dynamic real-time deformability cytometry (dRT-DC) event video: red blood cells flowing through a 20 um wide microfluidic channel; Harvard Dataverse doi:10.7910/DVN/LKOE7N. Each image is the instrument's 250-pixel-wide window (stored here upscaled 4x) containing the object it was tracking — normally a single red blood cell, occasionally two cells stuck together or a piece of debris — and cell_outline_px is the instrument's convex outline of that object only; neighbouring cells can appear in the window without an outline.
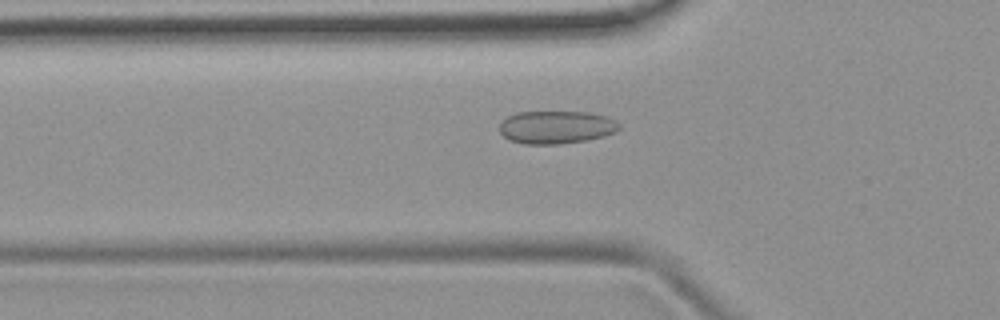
{"species": "common noctule bat (a hibernating species)", "species_latin": "Nyctalus noctula", "temperature_condition": "room temperature", "stored_images_in_passage": 50, "camera_frame_rate_fps": 3000, "um_per_image_px": 0.085, "animal": {"sex": "female", "body_mass_g": 19.9}, "frame": {"image": 1, "passage_image": 17, "time_ms": 5.333, "image_size_px": [1000, 320], "cell_outline_px": [[620, 128], [616, 132], [604, 136], [584, 140], [560, 144], [524, 144], [508, 140], [500, 132], [500, 120], [516, 112], [588, 112], [604, 116], [616, 120], [620, 124]], "centroid_in_image_um": [47.26, 10.81], "position_along_channel_um": 78.5, "area_um2": 23.06}}
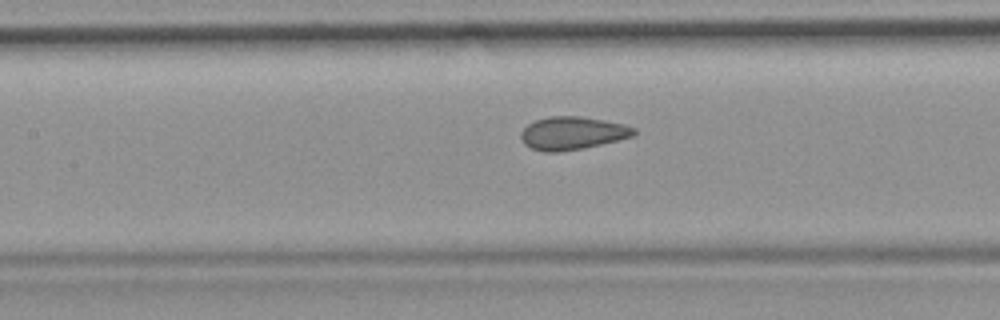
{"frame": {"image": 2, "passage_image": 23, "time_ms": 7.333, "image_size_px": [1000, 320], "cell_outline_px": [[636, 136], [584, 148], [560, 152], [544, 152], [532, 148], [524, 144], [520, 136], [520, 132], [528, 124], [536, 120], [548, 116], [580, 116], [604, 120], [624, 124], [636, 128]], "centroid_in_image_um": [48.67, 11.32], "position_along_channel_um": 158.7, "area_um2": 21.91}}
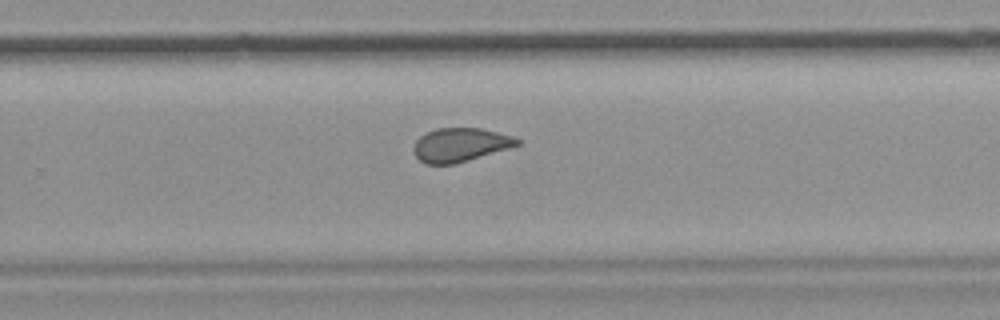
{"frame": {"image": 3, "passage_image": 33, "time_ms": 10.667, "image_size_px": [1000, 320], "cell_outline_px": [[520, 144], [508, 148], [456, 164], [424, 164], [412, 152], [412, 148], [416, 140], [424, 132], [436, 128], [480, 128], [512, 136], [520, 140]], "centroid_in_image_um": [39.06, 12.31], "position_along_channel_um": 290.7, "area_um2": 20.4}, "authors_computed_cell_mechanics": {"area_um2": 21.8773, "velocity_mm_per_s": 3.98, "shape_relaxation_time_tau1_ms": null, "shape_relaxation_time_tau2_ms": 1.0208, "deformation_change_tau1": null, "deformation_change_tau2": 0.0449}}